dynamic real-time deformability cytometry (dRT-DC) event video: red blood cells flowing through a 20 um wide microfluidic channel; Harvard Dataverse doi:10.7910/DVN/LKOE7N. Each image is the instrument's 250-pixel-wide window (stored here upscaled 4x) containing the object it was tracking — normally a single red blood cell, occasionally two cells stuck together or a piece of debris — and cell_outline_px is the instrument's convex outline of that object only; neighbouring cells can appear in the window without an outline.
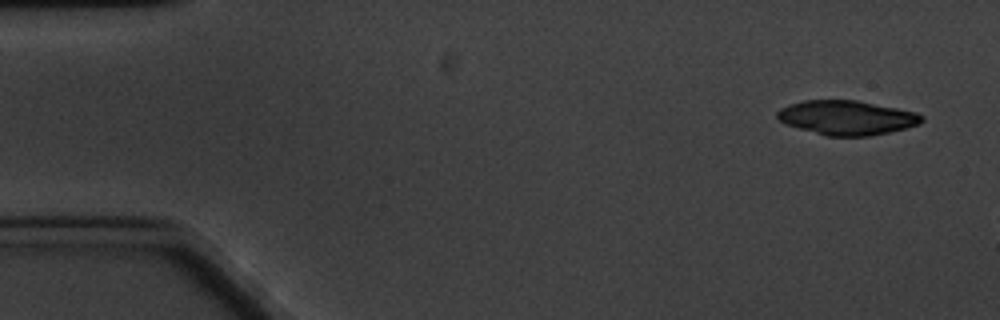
{"species": "common noctule bat (a hibernating species)", "species_latin": "Nyctalus noctula", "temperature_condition": "cold", "stored_images_in_passage": 3, "camera_frame_rate_fps": 3000, "um_per_image_px": 0.085, "animal": {"sex": "male", "body_mass_g": 20.1, "forearm_length_mm": 53.5}, "frame": {"image": 1, "passage_image": 1, "time_ms": 0.0, "image_size_px": [1000, 320], "cell_outline_px": [[924, 120], [920, 124], [888, 132], [868, 136], [828, 136], [784, 124], [776, 116], [776, 112], [780, 108], [788, 104], [804, 100], [856, 100], [916, 112], [924, 116]], "centroid_in_image_um": [71.96, 9.99], "position_along_channel_um": 13.0, "area_um2": 28.84}}